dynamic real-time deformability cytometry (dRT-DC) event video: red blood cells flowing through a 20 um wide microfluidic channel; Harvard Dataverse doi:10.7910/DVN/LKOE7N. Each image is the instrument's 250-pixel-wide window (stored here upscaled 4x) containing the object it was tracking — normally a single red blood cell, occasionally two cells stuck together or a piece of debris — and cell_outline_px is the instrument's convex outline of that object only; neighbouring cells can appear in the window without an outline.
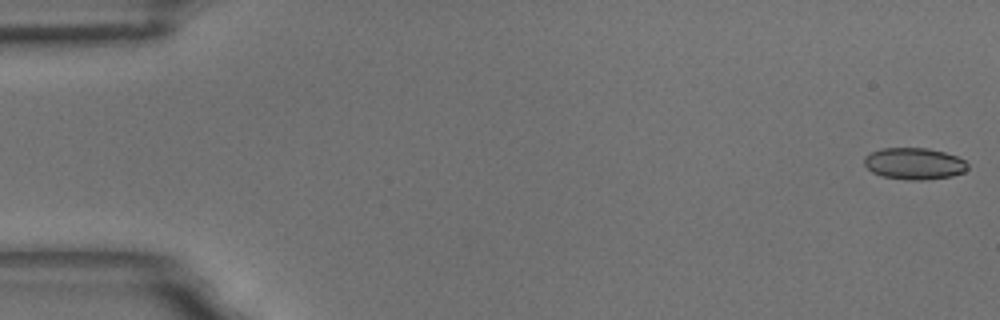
{"species": "common noctule bat (a hibernating species)", "species_latin": "Nyctalus noctula", "temperature_condition": "room temperature", "stored_images_in_passage": 56, "camera_frame_rate_fps": 3000, "um_per_image_px": 0.085, "animal": {"sex": "male", "body_mass_g": 18.8}, "frame": {"image": 1, "passage_image": 1, "time_ms": 0.0, "image_size_px": [1000, 320], "cell_outline_px": [[968, 168], [964, 172], [952, 176], [924, 180], [908, 180], [880, 176], [872, 172], [864, 164], [864, 156], [880, 148], [928, 148], [944, 152], [956, 156], [964, 160], [968, 164]], "centroid_in_image_um": [77.7, 13.91], "position_along_channel_um": 7.3, "area_um2": 19.19}}
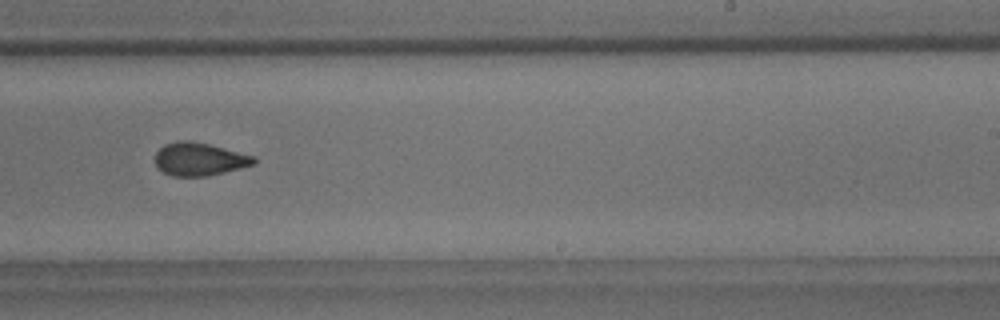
{"frame": {"image": 2, "passage_image": 35, "time_ms": 11.333, "image_size_px": [1000, 320], "cell_outline_px": [[256, 164], [208, 176], [172, 176], [156, 168], [156, 152], [164, 144], [176, 140], [192, 140], [256, 156]], "centroid_in_image_um": [16.94, 13.52], "position_along_channel_um": 272.1, "area_um2": 19.13}}
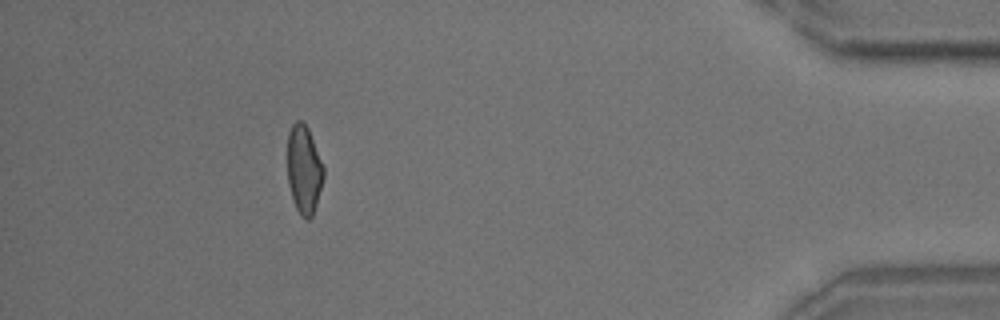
{"frame": {"image": 3, "passage_image": 51, "time_ms": 16.667, "image_size_px": [1000, 320], "cell_outline_px": [[324, 176], [316, 204], [312, 216], [308, 220], [300, 216], [296, 208], [288, 184], [288, 132], [292, 124], [296, 120], [300, 120], [308, 128], [324, 168]], "centroid_in_image_um": [25.83, 14.41], "position_along_channel_um": 409.4, "area_um2": 18.44}, "authors_computed_cell_mechanics": {"area_um2": 19.2185, "velocity_mm_per_s": 3.6055, "shape_relaxation_time_tau1_ms": 6.2774, "shape_relaxation_time_tau2_ms": 1.8442, "deformation_change_tau1": 0.12, "deformation_change_tau2": 0.0723}}